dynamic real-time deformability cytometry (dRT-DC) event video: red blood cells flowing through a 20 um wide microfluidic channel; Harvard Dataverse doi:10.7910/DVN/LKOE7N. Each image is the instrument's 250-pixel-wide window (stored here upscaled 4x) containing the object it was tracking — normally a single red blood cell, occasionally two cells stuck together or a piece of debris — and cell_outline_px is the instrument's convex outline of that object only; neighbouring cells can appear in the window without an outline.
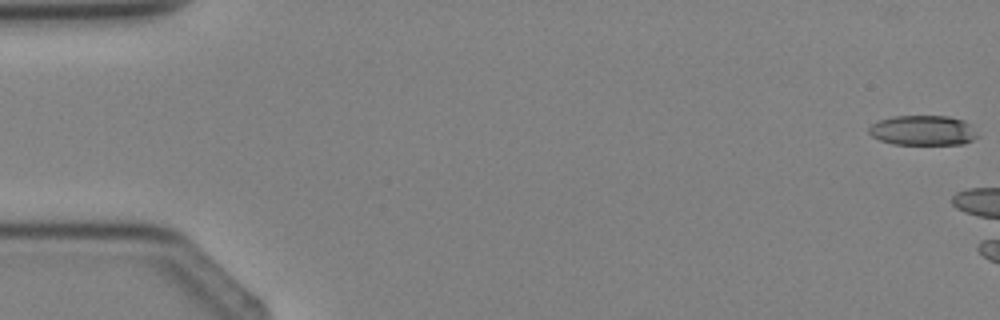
{"species": "Egyptian fruit bat (a non-hibernating species)", "species_latin": "Rousettus aegyptiacus", "temperature_condition": "cold", "stored_images_in_passage": 4, "camera_frame_rate_fps": 3000, "um_per_image_px": 0.085, "animal": {"sex": "female"}, "frame": {"image": 1, "passage_image": 1, "time_ms": 0.0, "image_size_px": [1000, 320], "cell_outline_px": [[980, 136], [964, 144], [892, 144], [880, 140], [872, 136], [868, 132], [868, 128], [872, 124], [880, 120], [892, 116], [948, 116], [964, 120], [972, 124]], "centroid_in_image_um": [78.49, 11.08], "position_along_channel_um": 6.5, "area_um2": 19.19}}